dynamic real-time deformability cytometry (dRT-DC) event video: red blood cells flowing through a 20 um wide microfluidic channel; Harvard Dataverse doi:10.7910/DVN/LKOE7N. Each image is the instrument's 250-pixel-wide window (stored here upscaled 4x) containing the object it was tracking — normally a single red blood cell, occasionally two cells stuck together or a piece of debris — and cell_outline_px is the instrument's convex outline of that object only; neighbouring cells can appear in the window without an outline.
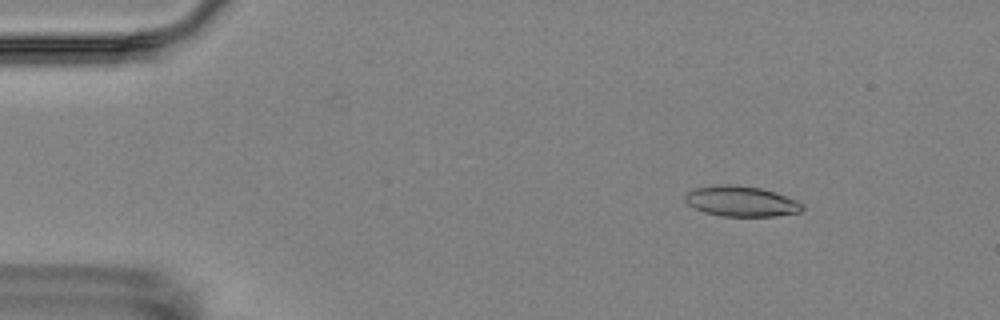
{"species": "Egyptian fruit bat (a non-hibernating species)", "species_latin": "Rousettus aegyptiacus", "temperature_condition": "room temperature", "stored_images_in_passage": 3, "camera_frame_rate_fps": 3000, "um_per_image_px": 0.085, "animal": {"sex": "female"}, "frame": {"image": 1, "passage_image": 1, "time_ms": 0.0, "image_size_px": [1000, 320], "cell_outline_px": [[804, 208], [800, 212], [776, 216], [720, 216], [704, 212], [688, 204], [684, 200], [684, 196], [688, 192], [696, 188], [720, 184], [736, 184], [760, 188], [796, 200], [804, 204]], "centroid_in_image_um": [62.99, 17.11], "position_along_channel_um": 22.0, "area_um2": 20.69}}